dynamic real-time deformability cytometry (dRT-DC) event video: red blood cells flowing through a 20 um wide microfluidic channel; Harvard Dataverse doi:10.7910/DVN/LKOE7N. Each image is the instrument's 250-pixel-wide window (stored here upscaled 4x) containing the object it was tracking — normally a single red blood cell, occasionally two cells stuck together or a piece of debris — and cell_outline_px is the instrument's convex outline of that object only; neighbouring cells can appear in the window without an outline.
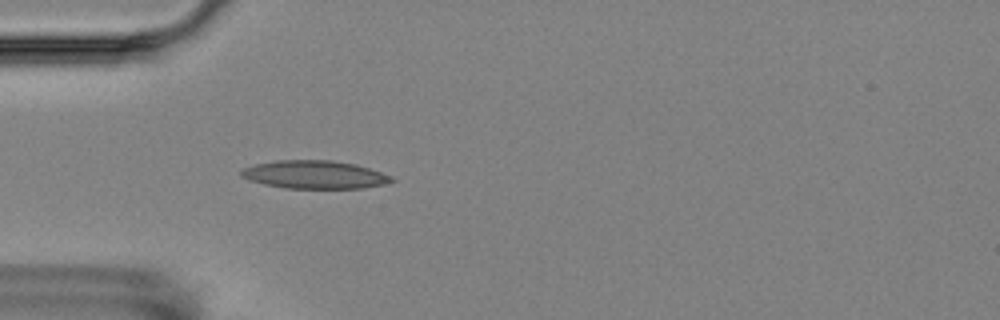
{"species": "Egyptian fruit bat (a non-hibernating species)", "species_latin": "Rousettus aegyptiacus", "temperature_condition": "room temperature", "stored_images_in_passage": 4, "camera_frame_rate_fps": 3000, "um_per_image_px": 0.085, "animal": {"sex": "female"}, "frame": {"image": 1, "passage_image": 4, "time_ms": 3.333, "image_size_px": [1000, 320], "cell_outline_px": [[396, 180], [380, 184], [360, 188], [284, 188], [264, 184], [240, 176], [240, 172], [244, 168], [256, 164], [276, 160], [332, 160], [356, 164], [392, 176]], "centroid_in_image_um": [26.72, 14.83], "position_along_channel_um": 58.3, "area_um2": 24.33}}